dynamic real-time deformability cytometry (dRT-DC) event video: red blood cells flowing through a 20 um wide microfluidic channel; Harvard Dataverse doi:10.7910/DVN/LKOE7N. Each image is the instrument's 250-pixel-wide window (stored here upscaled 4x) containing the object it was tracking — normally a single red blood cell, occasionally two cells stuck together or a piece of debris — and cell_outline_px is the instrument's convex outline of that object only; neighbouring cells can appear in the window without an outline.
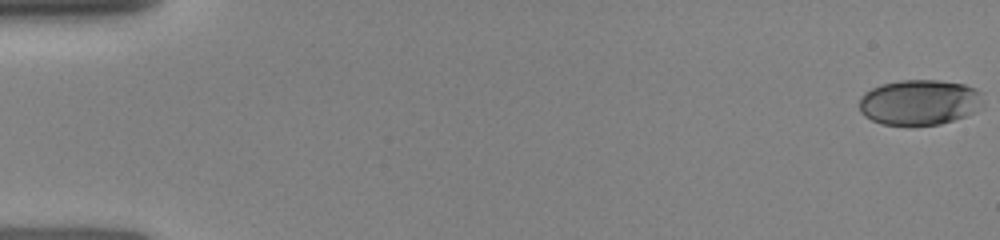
{"species": "human", "species_latin": "Homo sapiens", "temperature_condition": "room temperature", "stored_images_in_passage": 39, "camera_frame_rate_fps": 3000, "um_per_image_px": 0.085, "donor": {"sex": "female"}, "frame": {"image": 1, "passage_image": 1, "time_ms": 0.0, "image_size_px": [1000, 240], "cell_outline_px": [[980, 92], [976, 112], [940, 124], [884, 124], [872, 120], [864, 116], [860, 112], [860, 96], [864, 92], [880, 84], [900, 80], [940, 80], [964, 84], [976, 88]], "centroid_in_image_um": [78.09, 8.67], "position_along_channel_um": 6.9, "area_um2": 32.37}}
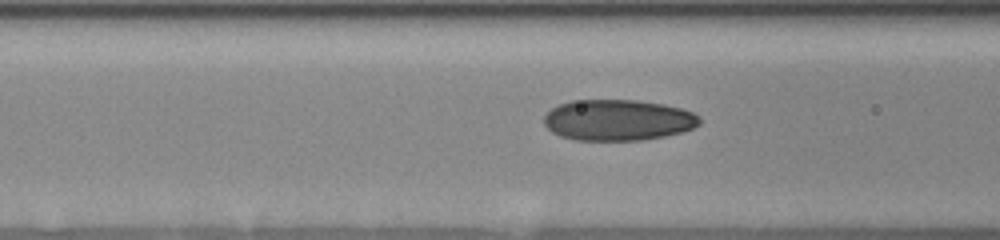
{"frame": {"image": 2, "passage_image": 32, "time_ms": 6.333, "image_size_px": [1000, 240], "cell_outline_px": [[700, 124], [692, 128], [680, 132], [664, 136], [640, 140], [576, 140], [560, 136], [552, 132], [544, 124], [544, 116], [552, 108], [560, 104], [572, 100], [636, 100], [664, 104], [680, 108], [692, 112], [700, 120]], "centroid_in_image_um": [52.49, 10.2], "position_along_channel_um": 114.1, "area_um2": 36.99}}
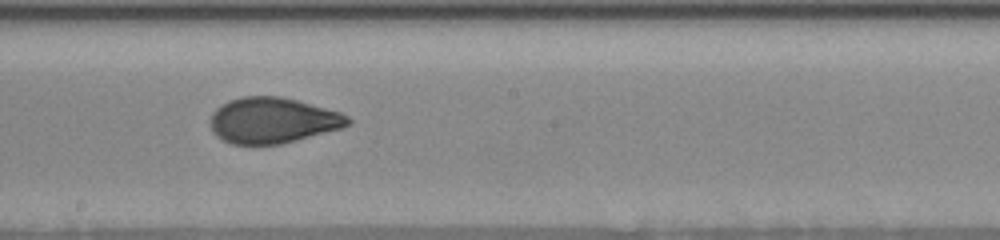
{"frame": {"image": 3, "passage_image": 39, "time_ms": 9.0, "image_size_px": [1000, 240], "cell_outline_px": [[352, 124], [340, 128], [296, 140], [280, 144], [232, 144], [216, 136], [212, 132], [212, 112], [216, 108], [228, 100], [240, 96], [280, 96], [296, 100], [340, 112], [348, 116], [352, 120]], "centroid_in_image_um": [23.17, 10.22], "position_along_channel_um": 225.0, "area_um2": 36.47}}